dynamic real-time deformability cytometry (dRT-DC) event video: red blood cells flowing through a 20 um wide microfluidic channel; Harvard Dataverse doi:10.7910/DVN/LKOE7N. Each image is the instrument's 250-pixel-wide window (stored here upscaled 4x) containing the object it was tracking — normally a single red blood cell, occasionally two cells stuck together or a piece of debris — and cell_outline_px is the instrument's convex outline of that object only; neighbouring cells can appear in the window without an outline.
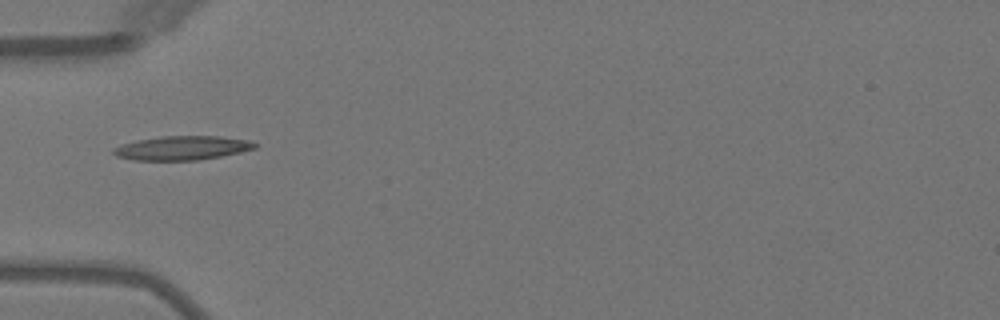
{"species": "Egyptian fruit bat (a non-hibernating species)", "species_latin": "Rousettus aegyptiacus", "temperature_condition": "warm", "stored_images_in_passage": 6, "camera_frame_rate_fps": 3000, "um_per_image_px": 0.085, "animal": {"sex": "female"}, "frame": {"image": 1, "passage_image": 5, "time_ms": 4.667, "image_size_px": [1000, 320], "cell_outline_px": [[256, 148], [240, 152], [220, 156], [196, 160], [132, 160], [116, 156], [112, 152], [112, 148], [120, 144], [136, 140], [164, 136], [220, 136], [248, 140], [256, 144]], "centroid_in_image_um": [15.43, 12.57], "position_along_channel_um": 69.6, "area_um2": 19.77}}
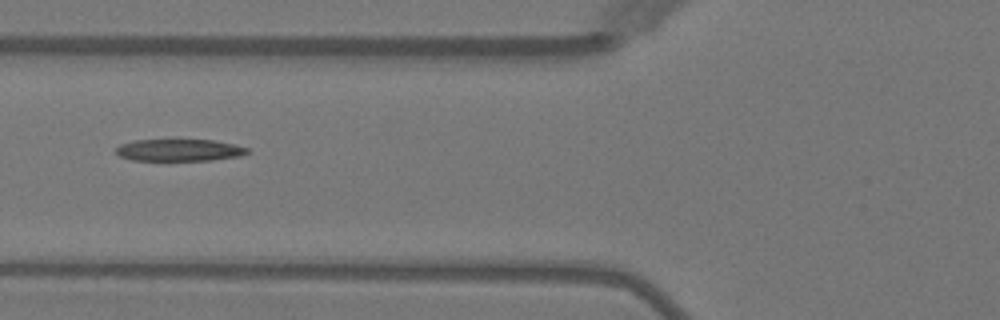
{"frame": {"image": 2, "passage_image": 6, "time_ms": 5.667, "image_size_px": [1000, 320], "cell_outline_px": [[248, 152], [240, 156], [212, 160], [132, 160], [120, 156], [116, 152], [116, 148], [120, 144], [136, 140], [212, 140], [232, 144], [248, 148]], "centroid_in_image_um": [15.22, 12.76], "position_along_channel_um": 110.6, "area_um2": 16.59}}